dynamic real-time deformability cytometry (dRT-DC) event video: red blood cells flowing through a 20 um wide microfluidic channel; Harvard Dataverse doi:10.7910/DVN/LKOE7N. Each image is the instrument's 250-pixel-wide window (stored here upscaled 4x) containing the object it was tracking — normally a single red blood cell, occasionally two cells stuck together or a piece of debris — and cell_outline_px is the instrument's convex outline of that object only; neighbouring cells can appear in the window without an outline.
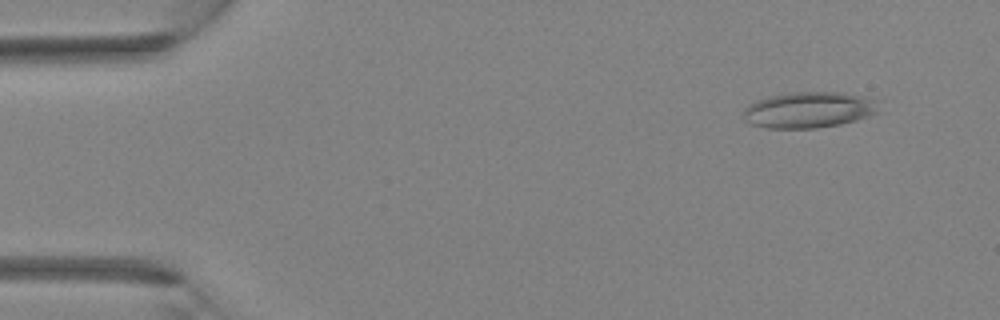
{"species": "Egyptian fruit bat (a non-hibernating species)", "species_latin": "Rousettus aegyptiacus", "temperature_condition": "room temperature", "stored_images_in_passage": 3, "camera_frame_rate_fps": 3000, "um_per_image_px": 0.085, "animal": {"sex": "female"}, "frame": {"image": 1, "passage_image": 1, "time_ms": 0.0, "image_size_px": [1000, 320], "cell_outline_px": [[884, 112], [856, 120], [840, 124], [816, 128], [764, 128], [748, 124], [744, 120], [744, 112], [748, 104], [756, 100], [768, 96], [792, 92], [844, 92], [868, 96], [884, 100]], "centroid_in_image_um": [68.91, 9.32], "position_along_channel_um": 16.1, "area_um2": 29.59}}